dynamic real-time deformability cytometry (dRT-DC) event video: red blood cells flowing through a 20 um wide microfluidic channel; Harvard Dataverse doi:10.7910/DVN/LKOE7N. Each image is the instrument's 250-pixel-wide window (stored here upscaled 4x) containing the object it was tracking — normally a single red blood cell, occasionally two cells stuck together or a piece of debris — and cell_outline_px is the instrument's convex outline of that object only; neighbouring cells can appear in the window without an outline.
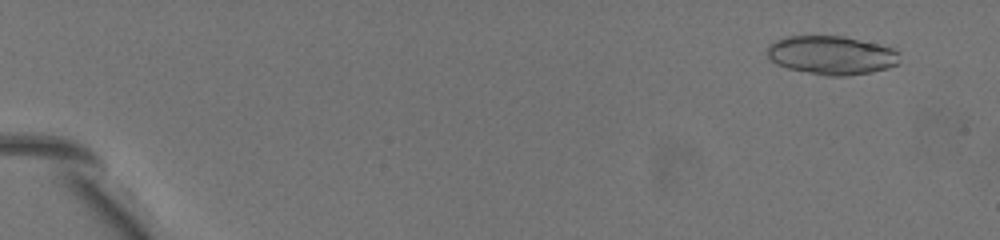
{"species": "common noctule bat (a hibernating species)", "species_latin": "Nyctalus noctula", "temperature_condition": "warm", "stored_images_in_passage": 52, "camera_frame_rate_fps": 3000, "um_per_image_px": 0.085, "animal": {"sex": "female", "body_mass_g": 19.5, "forearm_length_mm": 54.1}, "frame": {"image": 1, "passage_image": 5, "time_ms": 1.333, "image_size_px": [1000, 240], "cell_outline_px": [[900, 60], [896, 64], [888, 68], [872, 72], [844, 76], [828, 76], [788, 68], [776, 64], [768, 56], [768, 44], [784, 36], [844, 36], [892, 48], [900, 52]], "centroid_in_image_um": [70.68, 4.69], "position_along_channel_um": 14.3, "area_um2": 29.77}}
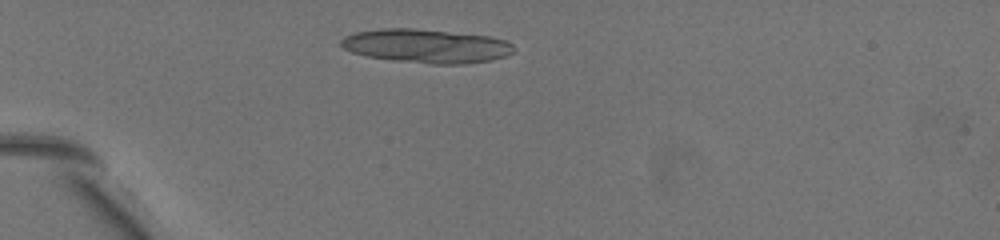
{"frame": {"image": 2, "passage_image": 20, "time_ms": 6.333, "image_size_px": [1000, 240], "cell_outline_px": [[516, 48], [508, 56], [492, 60], [464, 64], [432, 64], [392, 60], [368, 56], [352, 52], [344, 48], [340, 44], [340, 40], [344, 36], [356, 32], [376, 28], [412, 28], [488, 36], [504, 40], [512, 44]], "centroid_in_image_um": [36.23, 3.91], "position_along_channel_um": 48.8, "area_um2": 34.1}}